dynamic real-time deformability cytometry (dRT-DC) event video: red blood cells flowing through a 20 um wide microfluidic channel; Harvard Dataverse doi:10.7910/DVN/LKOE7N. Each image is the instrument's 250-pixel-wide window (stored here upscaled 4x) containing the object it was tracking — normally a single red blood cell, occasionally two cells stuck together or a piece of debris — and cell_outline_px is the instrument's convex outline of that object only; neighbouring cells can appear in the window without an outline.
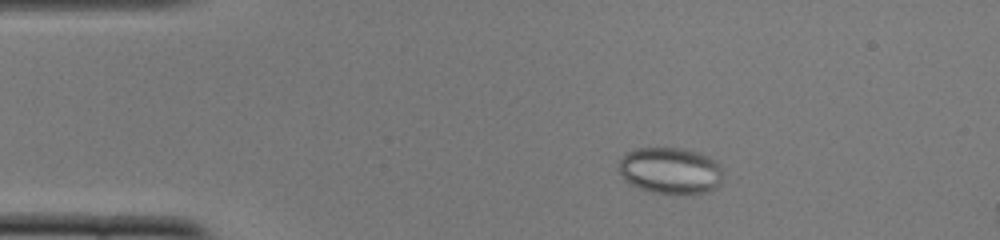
{"species": "common noctule bat (a hibernating species)", "species_latin": "Nyctalus noctula", "temperature_condition": "cold", "stored_images_in_passage": 54, "segment_of_instrument_passage": [1, 2], "camera_frame_rate_fps": 3000, "um_per_image_px": 0.085, "animal": {"sex": "female", "body_mass_g": 22.0, "forearm_length_mm": 56.7}, "frame": {"image": 1, "passage_image": 9, "time_ms": 2.667, "image_size_px": [1000, 240], "cell_outline_px": [[720, 184], [716, 188], [704, 192], [652, 192], [628, 184], [624, 180], [620, 172], [620, 160], [628, 152], [640, 148], [688, 148], [708, 156], [716, 160], [720, 168]], "centroid_in_image_um": [56.97, 14.47], "position_along_channel_um": 28.0, "area_um2": 27.74}}
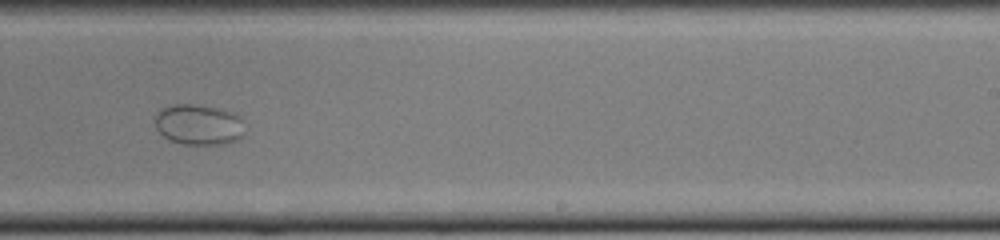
{"frame": {"image": 2, "passage_image": 33, "time_ms": 10.667, "image_size_px": [1000, 240], "cell_outline_px": [[244, 136], [240, 140], [228, 144], [184, 144], [168, 140], [156, 128], [156, 112], [160, 108], [176, 104], [196, 104], [228, 112], [240, 116]], "centroid_in_image_um": [16.88, 10.61], "position_along_channel_um": 272.1, "area_um2": 21.15}}
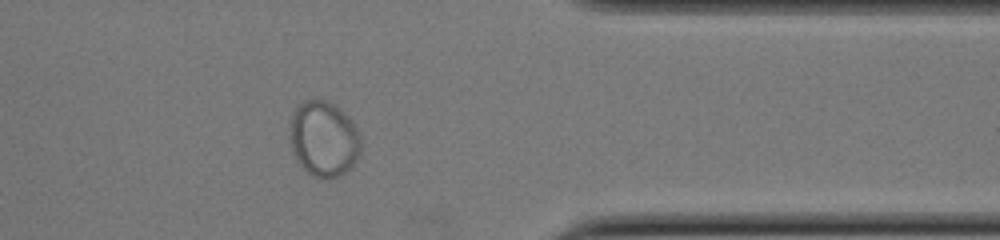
{"frame": {"image": 3, "passage_image": 43, "time_ms": 14.0, "image_size_px": [1000, 240], "cell_outline_px": [[360, 156], [352, 168], [340, 176], [324, 180], [312, 176], [296, 160], [288, 136], [292, 116], [296, 108], [304, 100], [324, 100], [332, 104], [348, 116], [360, 136]], "centroid_in_image_um": [27.52, 11.85], "position_along_channel_um": 383.9, "area_um2": 31.39}}